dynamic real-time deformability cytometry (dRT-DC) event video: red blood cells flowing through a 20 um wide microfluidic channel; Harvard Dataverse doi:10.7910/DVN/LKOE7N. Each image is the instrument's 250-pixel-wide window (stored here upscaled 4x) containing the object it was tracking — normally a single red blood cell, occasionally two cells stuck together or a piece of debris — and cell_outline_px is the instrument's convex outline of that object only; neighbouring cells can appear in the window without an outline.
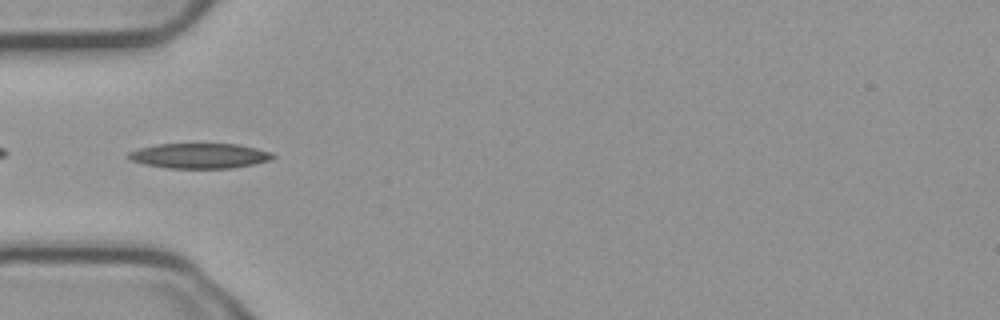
{"species": "common noctule bat (a hibernating species)", "species_latin": "Nyctalus noctula", "temperature_condition": "cold", "stored_images_in_passage": 49, "camera_frame_rate_fps": 3000, "um_per_image_px": 0.085, "animal": {"sex": "male", "body_mass_g": 23.1, "forearm_length_mm": 52.7}, "frame": {"image": 1, "passage_image": 12, "time_ms": 3.667, "image_size_px": [1000, 320], "cell_outline_px": [[276, 156], [268, 160], [252, 164], [232, 168], [168, 168], [144, 164], [132, 160], [128, 156], [128, 152], [140, 148], [156, 144], [240, 144], [272, 152]], "centroid_in_image_um": [16.97, 13.24], "position_along_channel_um": 68.0, "area_um2": 20.98}}
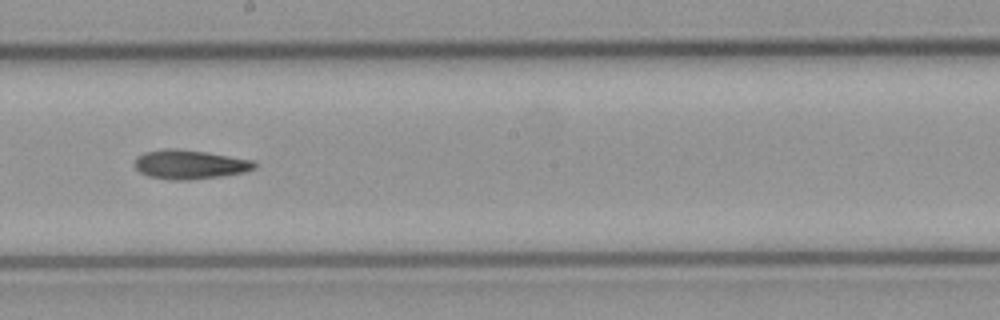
{"frame": {"image": 2, "passage_image": 25, "time_ms": 8.0, "image_size_px": [1000, 320], "cell_outline_px": [[256, 168], [244, 172], [220, 176], [188, 180], [168, 180], [148, 176], [140, 172], [132, 164], [136, 156], [144, 152], [168, 148], [172, 148], [204, 152], [252, 160], [256, 164]], "centroid_in_image_um": [16.06, 13.98], "position_along_channel_um": 232.1, "area_um2": 20.29}}
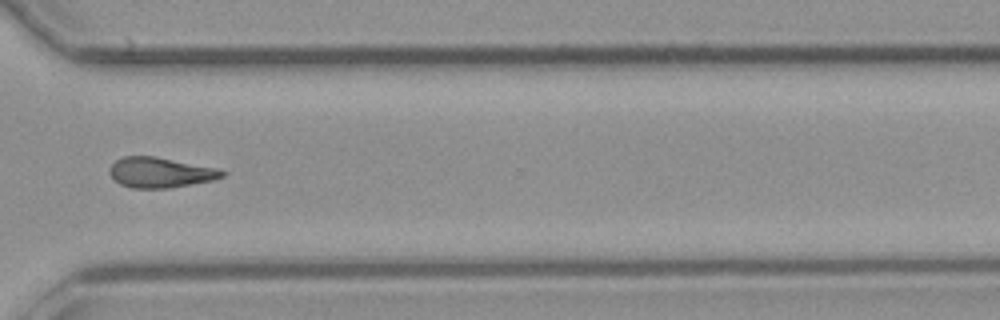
{"frame": {"image": 3, "passage_image": 35, "time_ms": 11.333, "image_size_px": [1000, 320], "cell_outline_px": [[228, 172], [224, 176], [212, 180], [168, 188], [132, 188], [120, 184], [108, 172], [108, 168], [116, 160], [124, 156], [156, 156], [216, 168]], "centroid_in_image_um": [13.61, 14.65], "position_along_channel_um": 357.0, "area_um2": 19.77}, "authors_computed_cell_mechanics": {"area_um2": 19.941, "velocity_mm_per_s": 3.7554, "shape_relaxation_time_tau1_ms": 9.5513, "shape_relaxation_time_tau2_ms": null, "deformation_change_tau1": 0.2001, "deformation_change_tau2": null}}